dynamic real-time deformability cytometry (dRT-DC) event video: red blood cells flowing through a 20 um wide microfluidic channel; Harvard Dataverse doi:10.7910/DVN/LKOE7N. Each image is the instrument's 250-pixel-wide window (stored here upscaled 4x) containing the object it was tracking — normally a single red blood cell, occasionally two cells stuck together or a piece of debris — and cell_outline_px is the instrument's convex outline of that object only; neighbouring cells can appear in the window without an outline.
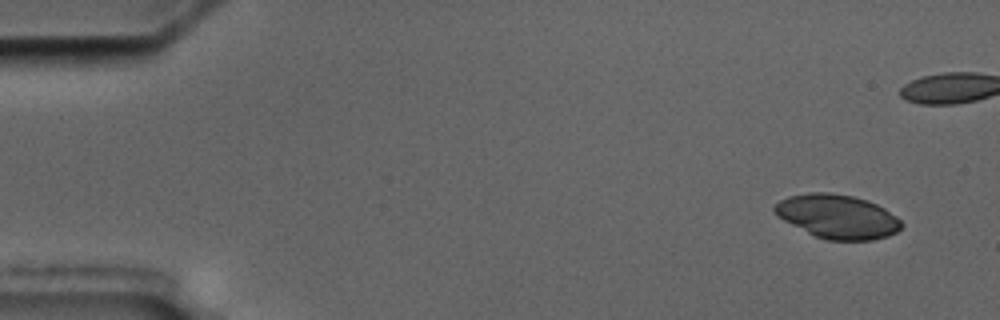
{"species": "common noctule bat (a hibernating species)", "species_latin": "Nyctalus noctula", "temperature_condition": "cold", "stored_images_in_passage": 5, "camera_frame_rate_fps": 3000, "um_per_image_px": 0.085, "animal": {"sex": "male", "body_mass_g": 17.5, "forearm_length_mm": 52.3}, "frame": {"image": 1, "passage_image": 1, "time_ms": 0.0, "image_size_px": [1000, 320], "cell_outline_px": [[904, 224], [896, 232], [888, 236], [872, 240], [828, 240], [816, 236], [776, 216], [772, 208], [780, 200], [788, 196], [808, 192], [828, 192], [852, 196], [868, 200], [884, 208], [896, 216]], "centroid_in_image_um": [71.19, 18.39], "position_along_channel_um": 13.8, "area_um2": 32.37}}
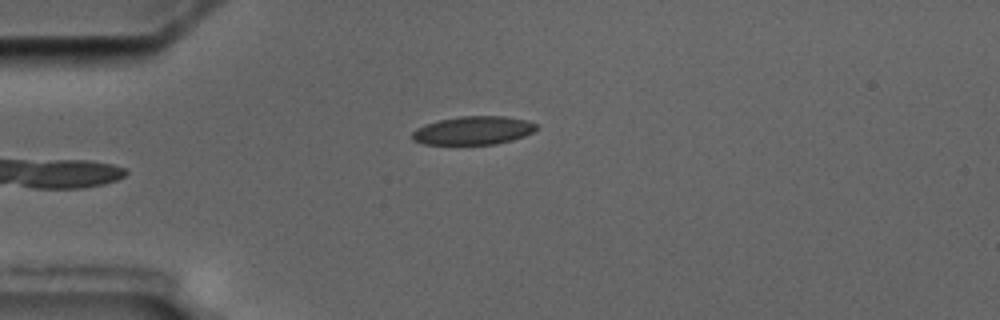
{"frame": {"image": 2, "passage_image": 5, "time_ms": 5.333, "image_size_px": [1000, 320], "cell_outline_px": [[536, 128], [532, 132], [524, 136], [512, 140], [496, 144], [424, 144], [412, 140], [412, 132], [416, 128], [424, 124], [440, 120], [460, 116], [504, 116], [524, 120], [536, 124]], "centroid_in_image_um": [40.19, 11.09], "position_along_channel_um": 44.8, "area_um2": 20.4}}